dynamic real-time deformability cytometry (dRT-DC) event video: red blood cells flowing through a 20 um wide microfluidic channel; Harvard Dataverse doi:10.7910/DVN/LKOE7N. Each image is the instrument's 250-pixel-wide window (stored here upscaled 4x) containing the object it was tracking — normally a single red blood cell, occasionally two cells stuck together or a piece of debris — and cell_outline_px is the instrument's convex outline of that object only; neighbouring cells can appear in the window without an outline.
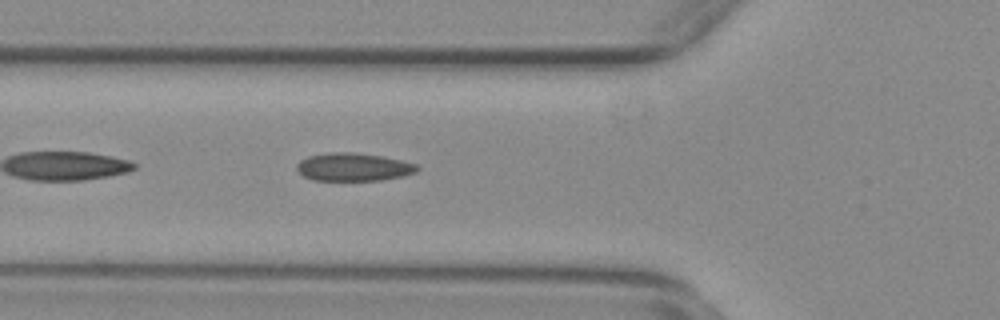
{"species": "common noctule bat (a hibernating species)", "species_latin": "Nyctalus noctula", "temperature_condition": "warm", "stored_images_in_passage": 39, "camera_frame_rate_fps": 3000, "um_per_image_px": 0.085, "animal": {"sex": "female", "body_mass_g": 29.2, "forearm_length_mm": 56.3}, "frame": {"image": 1, "passage_image": 4, "time_ms": 1.0, "image_size_px": [1000, 320], "cell_outline_px": [[420, 168], [416, 172], [404, 176], [380, 180], [312, 180], [304, 176], [296, 168], [296, 164], [300, 160], [308, 156], [332, 152], [348, 152], [380, 156], [400, 160], [416, 164]], "centroid_in_image_um": [30.03, 14.2], "position_along_channel_um": 95.8, "area_um2": 19.48}}
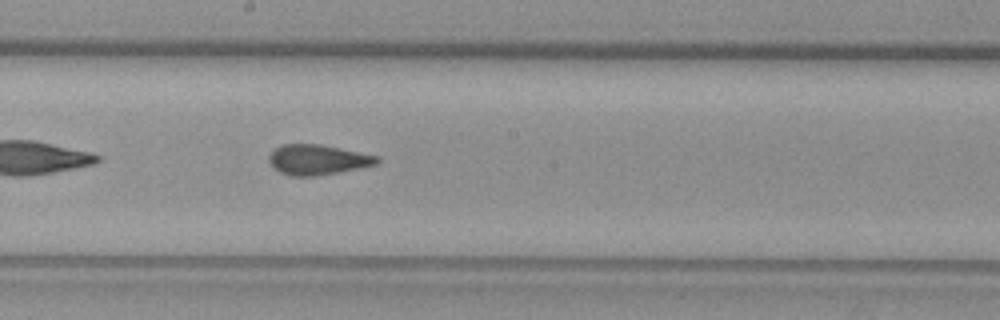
{"frame": {"image": 2, "passage_image": 14, "time_ms": 4.333, "image_size_px": [1000, 320], "cell_outline_px": [[380, 160], [376, 164], [360, 168], [316, 176], [288, 176], [272, 168], [268, 160], [268, 156], [280, 144], [320, 144], [380, 156]], "centroid_in_image_um": [26.98, 13.58], "position_along_channel_um": 221.2, "area_um2": 19.13}}
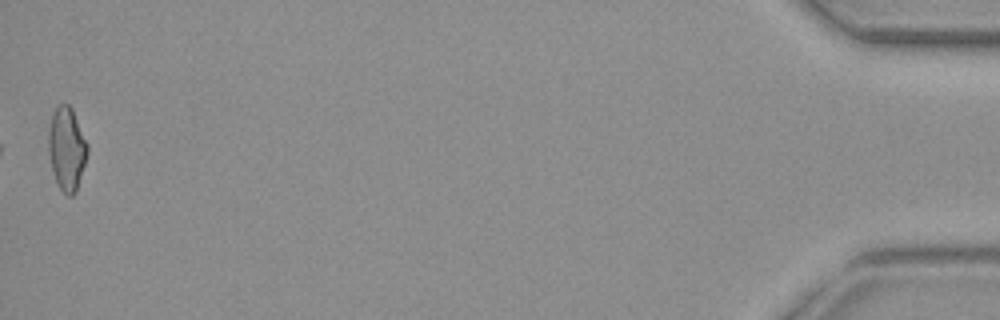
{"frame": {"image": 3, "passage_image": 39, "time_ms": 12.667, "image_size_px": [1000, 320], "cell_outline_px": [[88, 152], [76, 192], [72, 196], [68, 196], [60, 188], [56, 180], [52, 168], [48, 152], [48, 128], [56, 104], [68, 104], [72, 108], [88, 144]], "centroid_in_image_um": [5.67, 12.61], "position_along_channel_um": 429.5, "area_um2": 18.9}, "authors_computed_cell_mechanics": {"area_um2": 19.1318, "velocity_mm_per_s": 3.7534, "shape_relaxation_time_tau1_ms": null, "shape_relaxation_time_tau2_ms": 1.2407, "deformation_change_tau1": null, "deformation_change_tau2": 0.087}}